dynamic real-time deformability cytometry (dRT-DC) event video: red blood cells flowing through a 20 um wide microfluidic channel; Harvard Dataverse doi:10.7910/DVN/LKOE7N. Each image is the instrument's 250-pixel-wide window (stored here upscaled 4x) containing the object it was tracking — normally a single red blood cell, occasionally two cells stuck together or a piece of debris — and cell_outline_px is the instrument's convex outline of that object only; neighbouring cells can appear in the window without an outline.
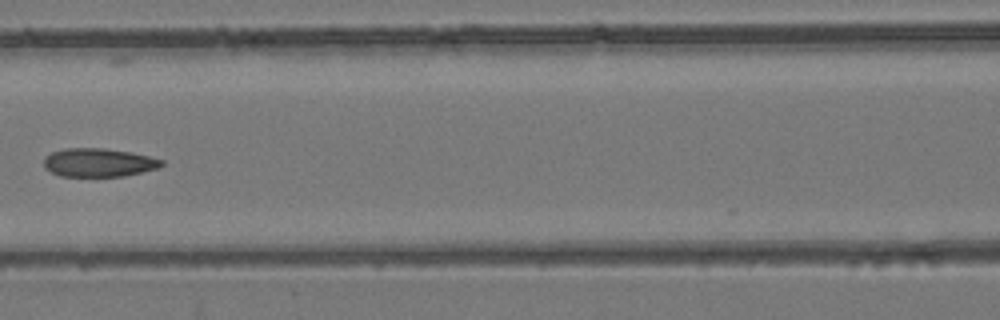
{"species": "common noctule bat (a hibernating species)", "species_latin": "Nyctalus noctula", "temperature_condition": "room temperature", "stored_images_in_passage": 7, "camera_frame_rate_fps": 3000, "um_per_image_px": 0.085, "animal": {"sex": "female", "body_mass_g": 24.6, "forearm_length_mm": 56.2}, "frame": {"image": 1, "passage_image": 6, "time_ms": 1.667, "image_size_px": [1000, 320], "cell_outline_px": [[164, 164], [160, 168], [124, 176], [60, 176], [44, 168], [44, 156], [52, 152], [64, 148], [104, 148], [132, 152], [164, 160]], "centroid_in_image_um": [8.39, 13.81], "position_along_channel_um": 158.2, "area_um2": 19.71}}
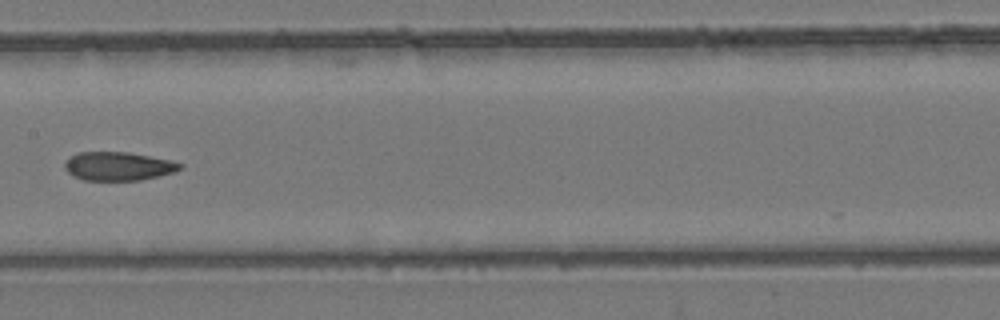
{"frame": {"image": 2, "passage_image": 7, "time_ms": 2.0, "image_size_px": [1000, 320], "cell_outline_px": [[184, 168], [172, 172], [140, 180], [84, 180], [72, 176], [64, 168], [64, 160], [68, 156], [76, 152], [128, 152], [172, 160], [184, 164]], "centroid_in_image_um": [10.01, 14.11], "position_along_channel_um": 197.4, "area_um2": 19.42}}